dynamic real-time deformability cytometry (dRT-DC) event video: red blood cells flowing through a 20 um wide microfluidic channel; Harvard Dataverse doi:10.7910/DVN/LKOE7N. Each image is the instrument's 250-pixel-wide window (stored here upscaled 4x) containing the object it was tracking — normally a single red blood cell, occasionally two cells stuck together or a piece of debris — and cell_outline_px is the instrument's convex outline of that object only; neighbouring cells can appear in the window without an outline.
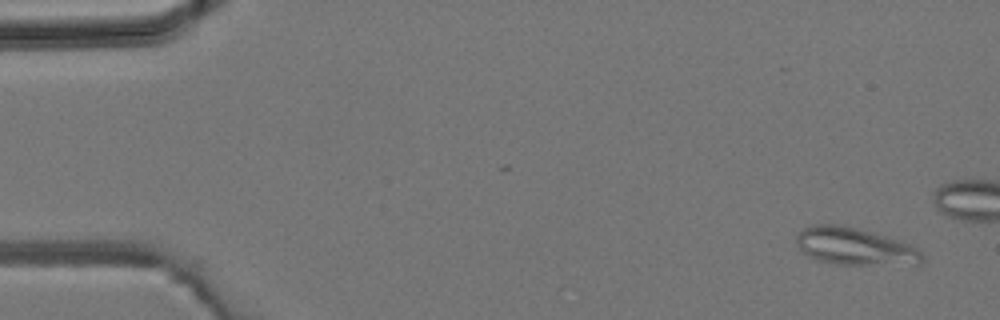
{"species": "common noctule bat (a hibernating species)", "species_latin": "Nyctalus noctula", "temperature_condition": "room temperature", "stored_images_in_passage": 14, "camera_frame_rate_fps": 3000, "um_per_image_px": 0.085, "animal": {"sex": "male", "body_mass_g": 19.2, "forearm_length_mm": 51.8}, "frame": {"image": 1, "passage_image": 3, "time_ms": 0.667, "image_size_px": [1000, 320], "cell_outline_px": [[924, 260], [920, 264], [836, 264], [816, 260], [800, 252], [796, 244], [796, 232], [812, 224], [840, 224], [872, 232], [908, 244], [916, 248], [924, 256]], "centroid_in_image_um": [72.57, 20.94], "position_along_channel_um": 12.4, "area_um2": 27.34}}